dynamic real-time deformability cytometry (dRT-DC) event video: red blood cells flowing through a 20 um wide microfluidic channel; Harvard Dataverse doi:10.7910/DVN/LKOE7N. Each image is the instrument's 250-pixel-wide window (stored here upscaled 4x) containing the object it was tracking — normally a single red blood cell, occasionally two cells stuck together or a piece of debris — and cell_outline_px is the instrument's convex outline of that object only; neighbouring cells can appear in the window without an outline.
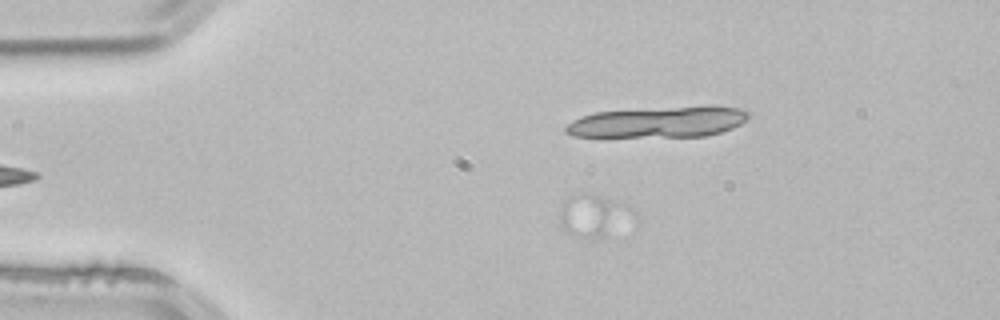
{"species": "common noctule bat (a hibernating species)", "species_latin": "Nyctalus noctula", "temperature_condition": "room temperature", "stored_images_in_passage": 6, "camera_frame_rate_fps": 3000, "um_per_image_px": 0.085, "animal": {"sex": "male", "body_mass_g": 21.5, "forearm_length_mm": 52.0}, "frame": {"image": 1, "passage_image": 4, "time_ms": 1.0, "image_size_px": [1000, 320], "cell_outline_px": [[640, 220], [608, 236], [592, 240], [572, 236], [560, 224], [560, 204], [572, 196], [596, 196], [624, 204], [632, 208], [640, 216]], "centroid_in_image_um": [50.59, 18.43], "position_along_channel_um": 34.4, "area_um2": 18.61}}